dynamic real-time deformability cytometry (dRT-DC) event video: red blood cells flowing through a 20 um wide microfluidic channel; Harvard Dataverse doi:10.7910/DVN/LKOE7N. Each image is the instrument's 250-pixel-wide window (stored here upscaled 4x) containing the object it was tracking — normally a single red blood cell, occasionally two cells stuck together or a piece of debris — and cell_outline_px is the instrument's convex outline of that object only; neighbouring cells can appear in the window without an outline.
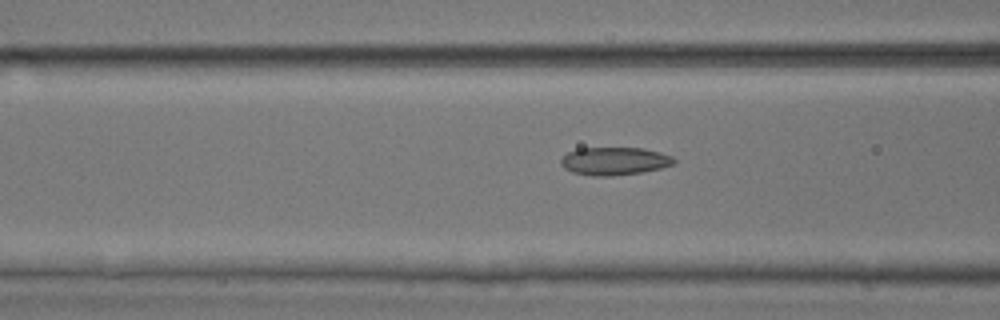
{"species": "common noctule bat (a hibernating species)", "species_latin": "Nyctalus noctula", "temperature_condition": "room temperature", "stored_images_in_passage": 40, "camera_frame_rate_fps": 3000, "um_per_image_px": 0.085, "animal": {"sex": "male", "body_mass_g": 17.9, "forearm_length_mm": 54.2}, "frame": {"image": 1, "passage_image": 18, "time_ms": 5.667, "image_size_px": [1000, 320], "cell_outline_px": [[676, 164], [660, 168], [640, 172], [612, 176], [592, 176], [572, 172], [564, 168], [560, 164], [560, 160], [568, 152], [576, 148], [644, 148], [660, 152], [672, 156], [676, 160]], "centroid_in_image_um": [52.22, 13.69], "position_along_channel_um": 114.4, "area_um2": 18.5}}
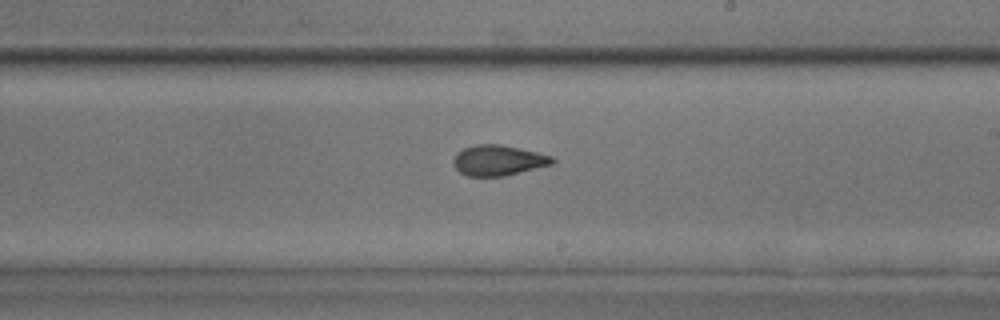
{"frame": {"image": 2, "passage_image": 28, "time_ms": 9.0, "image_size_px": [1000, 320], "cell_outline_px": [[556, 160], [552, 164], [504, 176], [468, 176], [460, 172], [452, 164], [452, 160], [456, 152], [464, 148], [476, 144], [500, 144], [520, 148], [552, 156]], "centroid_in_image_um": [42.32, 13.62], "position_along_channel_um": 246.7, "area_um2": 17.57}}
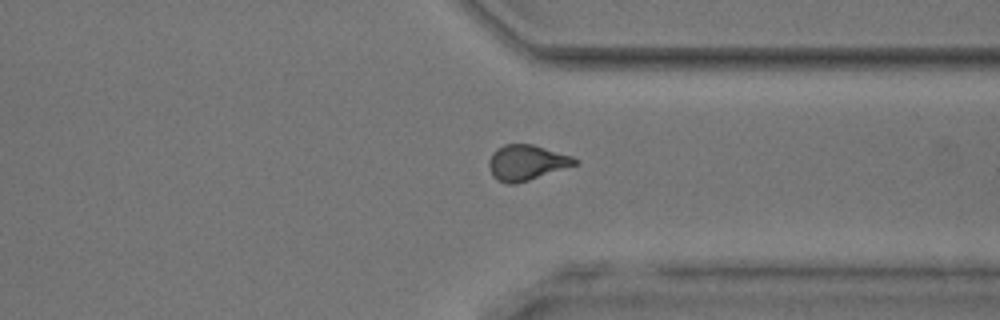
{"frame": {"image": 3, "passage_image": 37, "time_ms": 12.0, "image_size_px": [1000, 320], "cell_outline_px": [[580, 164], [516, 184], [508, 184], [496, 180], [492, 176], [488, 164], [488, 160], [492, 152], [496, 148], [504, 144], [532, 144], [572, 156], [580, 160]], "centroid_in_image_um": [44.76, 13.82], "position_along_channel_um": 366.6, "area_um2": 18.03}}